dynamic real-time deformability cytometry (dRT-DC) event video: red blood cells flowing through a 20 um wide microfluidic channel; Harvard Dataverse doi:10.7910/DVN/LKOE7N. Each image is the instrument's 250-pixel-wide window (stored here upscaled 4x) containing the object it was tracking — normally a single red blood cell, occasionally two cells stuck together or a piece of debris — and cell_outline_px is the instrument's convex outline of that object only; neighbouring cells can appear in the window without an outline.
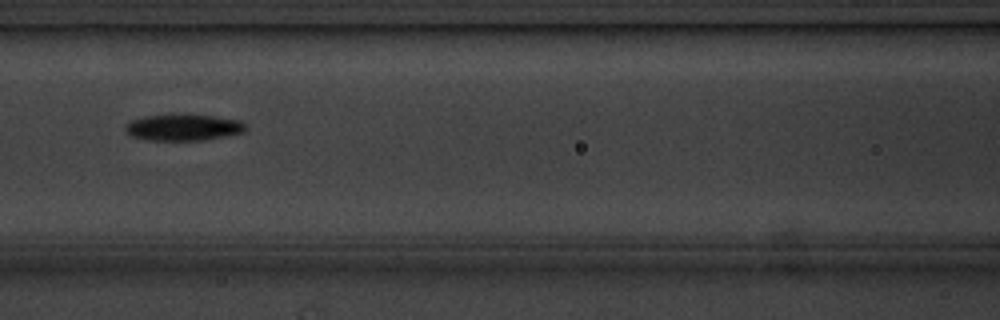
{"species": "common noctule bat (a hibernating species)", "species_latin": "Nyctalus noctula", "temperature_condition": "cold", "stored_images_in_passage": 15, "camera_frame_rate_fps": 3000, "um_per_image_px": 0.085, "animal": {"sex": "male", "body_mass_g": 20.1, "forearm_length_mm": 53.5}, "frame": {"image": 1, "passage_image": 7, "time_ms": 8.0, "image_size_px": [1000, 320], "cell_outline_px": [[248, 128], [244, 132], [228, 136], [200, 140], [148, 140], [132, 136], [124, 128], [132, 120], [144, 116], [212, 116], [240, 120]], "centroid_in_image_um": [15.63, 10.86], "position_along_channel_um": 151.0, "area_um2": 17.92}}
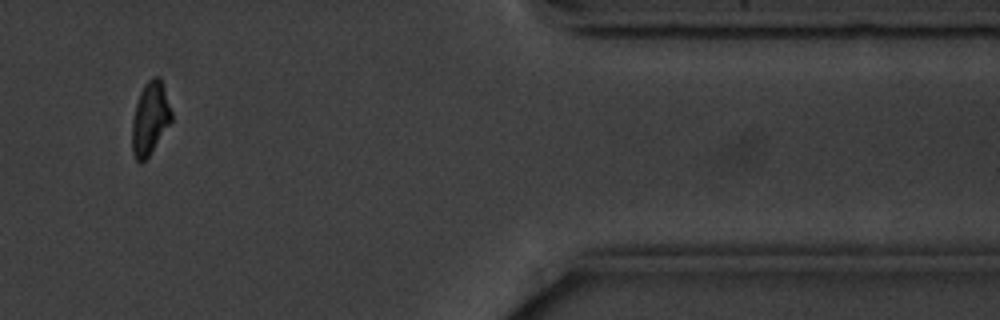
{"frame": {"image": 2, "passage_image": 13, "time_ms": 16.0, "image_size_px": [1000, 320], "cell_outline_px": [[172, 120], [148, 156], [140, 164], [136, 160], [132, 152], [132, 120], [136, 104], [140, 92], [144, 84], [152, 76], [160, 76], [172, 112]], "centroid_in_image_um": [12.74, 10.04], "position_along_channel_um": 398.7, "area_um2": 16.59}, "authors_computed_cell_mechanics": {"area_um2": 18.0914, "velocity_mm_per_s": 3.544, "shape_relaxation_time_tau1_ms": 2.8185, "shape_relaxation_time_tau2_ms": null, "deformation_change_tau1": 0.0957, "deformation_change_tau2": null}}